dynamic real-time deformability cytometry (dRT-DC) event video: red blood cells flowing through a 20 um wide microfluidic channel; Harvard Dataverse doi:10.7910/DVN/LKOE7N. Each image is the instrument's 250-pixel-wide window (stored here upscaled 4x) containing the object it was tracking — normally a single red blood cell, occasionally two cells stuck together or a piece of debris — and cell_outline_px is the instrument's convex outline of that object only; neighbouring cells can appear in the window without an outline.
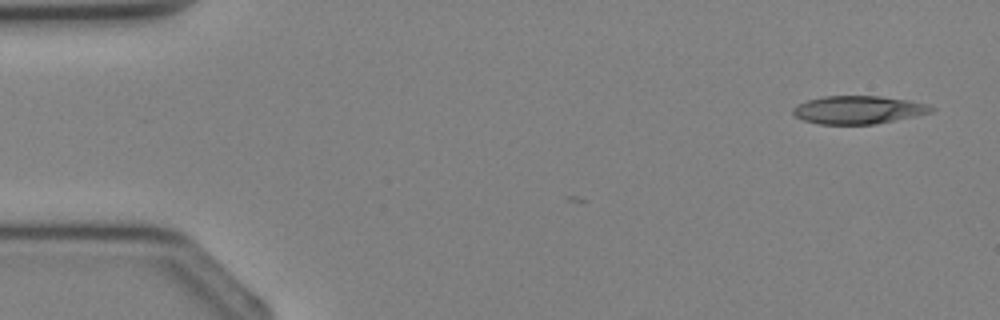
{"species": "Egyptian fruit bat (a non-hibernating species)", "species_latin": "Rousettus aegyptiacus", "temperature_condition": "cold", "stored_images_in_passage": 3, "camera_frame_rate_fps": 3000, "um_per_image_px": 0.085, "animal": {"sex": "female"}, "frame": {"image": 1, "passage_image": 1, "time_ms": 0.0, "image_size_px": [1000, 320], "cell_outline_px": [[936, 108], [932, 112], [876, 124], [820, 124], [804, 120], [796, 116], [792, 112], [792, 108], [796, 104], [808, 100], [824, 96], [880, 96], [908, 100], [928, 104]], "centroid_in_image_um": [72.95, 9.33], "position_along_channel_um": 12.0, "area_um2": 22.54}}